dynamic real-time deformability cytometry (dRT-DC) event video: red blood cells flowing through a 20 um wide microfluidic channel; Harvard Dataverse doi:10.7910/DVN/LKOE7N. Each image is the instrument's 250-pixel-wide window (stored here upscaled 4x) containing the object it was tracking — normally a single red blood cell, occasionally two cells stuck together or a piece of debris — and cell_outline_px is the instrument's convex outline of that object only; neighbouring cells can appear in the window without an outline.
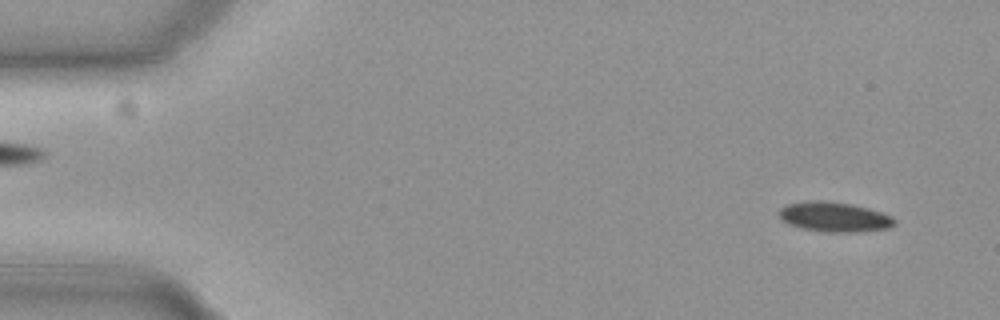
{"species": "common noctule bat (a hibernating species)", "species_latin": "Nyctalus noctula", "temperature_condition": "cold", "stored_images_in_passage": 56, "camera_frame_rate_fps": 3000, "um_per_image_px": 0.085, "animal": {"sex": "female", "body_mass_g": 19.3, "forearm_length_mm": 54.1}, "frame": {"image": 1, "passage_image": 4, "time_ms": 1.0, "image_size_px": [1000, 320], "cell_outline_px": [[896, 224], [888, 228], [848, 232], [828, 232], [804, 228], [780, 220], [780, 208], [788, 204], [812, 200], [824, 200], [848, 204], [868, 208], [892, 216], [896, 220]], "centroid_in_image_um": [70.93, 18.43], "position_along_channel_um": 14.1, "area_um2": 19.65}}
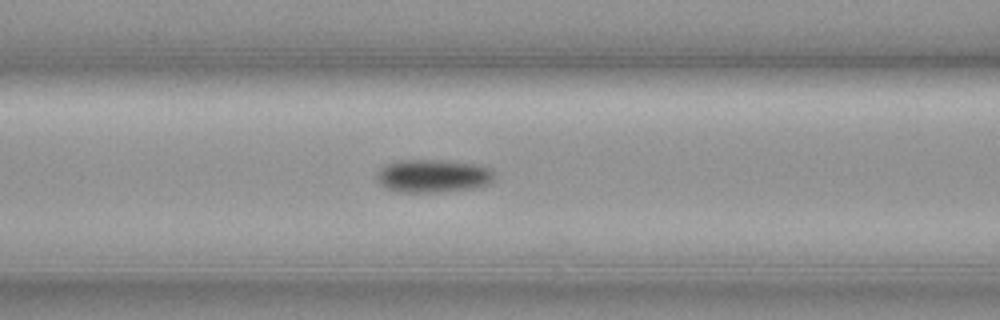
{"frame": {"image": 2, "passage_image": 23, "time_ms": 7.333, "image_size_px": [1000, 320], "cell_outline_px": [[492, 180], [488, 184], [476, 188], [440, 192], [396, 192], [380, 184], [376, 176], [380, 168], [388, 164], [404, 160], [444, 160], [472, 164], [488, 168], [492, 172]], "centroid_in_image_um": [36.78, 14.97], "position_along_channel_um": 129.8, "area_um2": 22.37}}
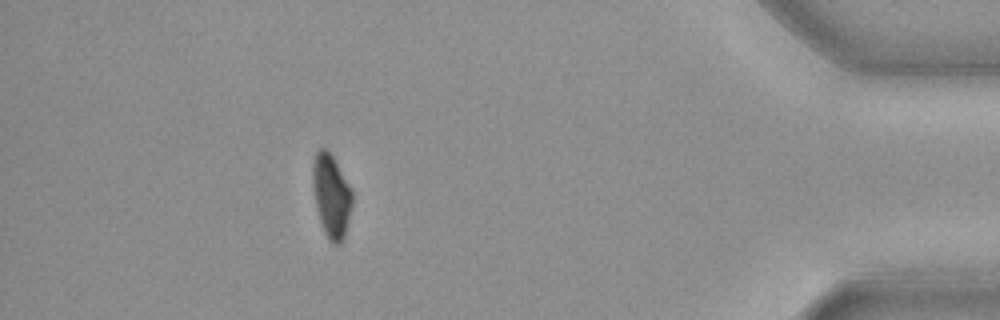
{"frame": {"image": 3, "passage_image": 50, "time_ms": 16.333, "image_size_px": [1000, 320], "cell_outline_px": [[352, 204], [344, 236], [340, 244], [332, 244], [328, 240], [324, 232], [320, 220], [316, 204], [312, 180], [312, 164], [316, 152], [320, 148], [328, 148], [352, 192]], "centroid_in_image_um": [28.14, 16.64], "position_along_channel_um": 407.1, "area_um2": 18.84}, "authors_computed_cell_mechanics": {"area_um2": 19.9121, "velocity_mm_per_s": 3.7009, "shape_relaxation_time_tau1_ms": 1.855, "shape_relaxation_time_tau2_ms": null, "deformation_change_tau1": 0.0716, "deformation_change_tau2": null}}